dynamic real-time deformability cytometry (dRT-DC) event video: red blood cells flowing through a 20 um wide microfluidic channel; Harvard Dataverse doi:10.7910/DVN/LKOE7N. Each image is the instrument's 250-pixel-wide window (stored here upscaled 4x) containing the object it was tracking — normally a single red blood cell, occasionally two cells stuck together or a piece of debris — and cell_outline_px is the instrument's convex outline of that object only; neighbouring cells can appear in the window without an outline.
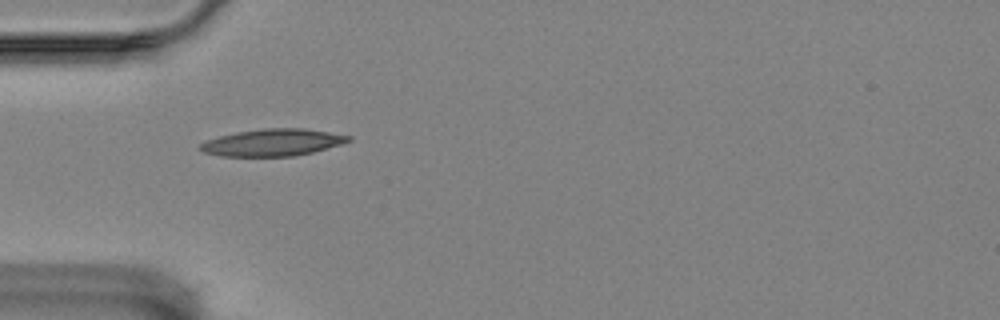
{"species": "Egyptian fruit bat (a non-hibernating species)", "species_latin": "Rousettus aegyptiacus", "temperature_condition": "room temperature", "stored_images_in_passage": 5, "camera_frame_rate_fps": 3000, "um_per_image_px": 0.085, "animal": {"sex": "female"}, "frame": {"image": 1, "passage_image": 1, "time_ms": 0.0, "image_size_px": [1000, 320], "cell_outline_px": [[352, 140], [340, 144], [312, 152], [292, 156], [220, 156], [204, 152], [196, 148], [200, 144], [208, 140], [220, 136], [236, 132], [264, 128], [304, 128], [352, 136]], "centroid_in_image_um": [23.15, 12.11], "position_along_channel_um": 61.8, "area_um2": 23.18}}
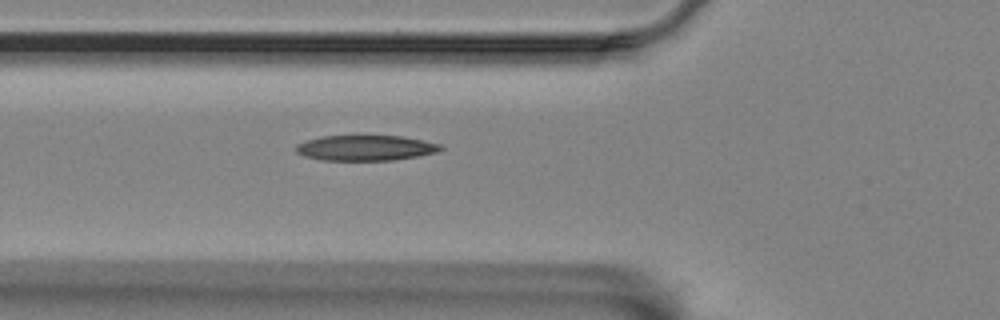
{"frame": {"image": 2, "passage_image": 4, "time_ms": 1.0, "image_size_px": [1000, 320], "cell_outline_px": [[444, 148], [436, 152], [416, 156], [392, 160], [324, 160], [304, 156], [296, 152], [296, 144], [304, 140], [320, 136], [404, 136], [440, 144]], "centroid_in_image_um": [31.03, 12.56], "position_along_channel_um": 94.8, "area_um2": 21.33}}